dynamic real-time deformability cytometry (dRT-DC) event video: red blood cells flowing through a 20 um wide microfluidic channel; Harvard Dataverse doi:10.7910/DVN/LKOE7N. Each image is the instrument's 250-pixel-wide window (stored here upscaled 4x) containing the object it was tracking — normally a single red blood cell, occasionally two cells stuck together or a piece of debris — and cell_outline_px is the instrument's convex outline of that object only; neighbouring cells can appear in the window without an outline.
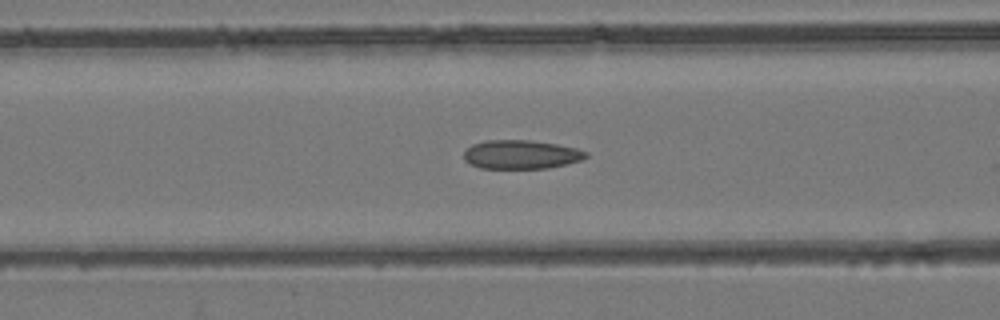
{"species": "common noctule bat (a hibernating species)", "species_latin": "Nyctalus noctula", "temperature_condition": "room temperature", "stored_images_in_passage": 53, "camera_frame_rate_fps": 3000, "um_per_image_px": 0.085, "animal": {"sex": "female", "body_mass_g": 24.6, "forearm_length_mm": 56.2}, "frame": {"image": 1, "passage_image": 22, "time_ms": 7.0, "image_size_px": [1000, 320], "cell_outline_px": [[588, 156], [584, 160], [548, 168], [480, 168], [464, 160], [464, 152], [472, 144], [484, 140], [528, 140], [556, 144], [576, 148], [588, 152]], "centroid_in_image_um": [44.31, 13.13], "position_along_channel_um": 122.3, "area_um2": 20.52}}
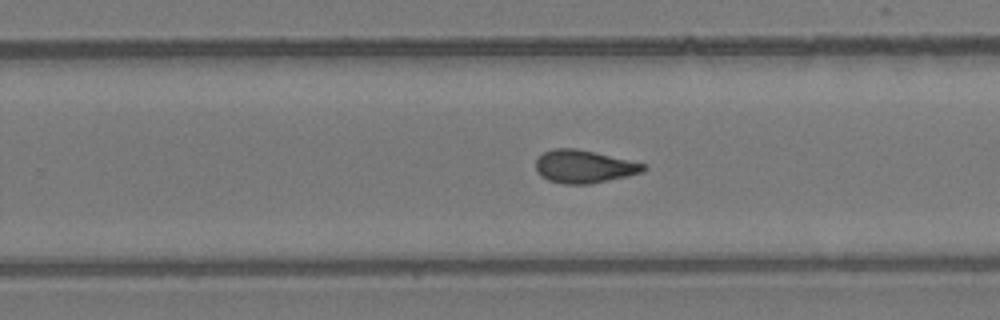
{"frame": {"image": 2, "passage_image": 34, "time_ms": 11.0, "image_size_px": [1000, 320], "cell_outline_px": [[648, 168], [644, 172], [628, 176], [588, 184], [564, 184], [548, 180], [540, 176], [536, 168], [536, 160], [544, 152], [552, 148], [576, 148], [628, 160], [644, 164]], "centroid_in_image_um": [49.63, 14.16], "position_along_channel_um": 280.2, "area_um2": 20.52}}
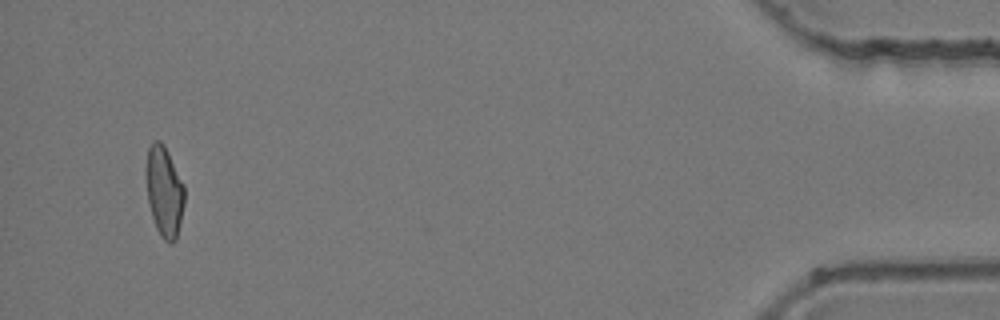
{"frame": {"image": 3, "passage_image": 51, "time_ms": 16.667, "image_size_px": [1000, 320], "cell_outline_px": [[184, 204], [176, 240], [172, 244], [164, 240], [160, 236], [156, 228], [148, 204], [148, 148], [152, 140], [160, 140], [164, 144], [184, 184]], "centroid_in_image_um": [13.99, 16.3], "position_along_channel_um": 421.2, "area_um2": 19.83}, "authors_computed_cell_mechanics": {"area_um2": 20.6924, "velocity_mm_per_s": 3.9421, "shape_relaxation_time_tau1_ms": null, "shape_relaxation_time_tau2_ms": 2.2359, "deformation_change_tau1": null, "deformation_change_tau2": 0.0861}}